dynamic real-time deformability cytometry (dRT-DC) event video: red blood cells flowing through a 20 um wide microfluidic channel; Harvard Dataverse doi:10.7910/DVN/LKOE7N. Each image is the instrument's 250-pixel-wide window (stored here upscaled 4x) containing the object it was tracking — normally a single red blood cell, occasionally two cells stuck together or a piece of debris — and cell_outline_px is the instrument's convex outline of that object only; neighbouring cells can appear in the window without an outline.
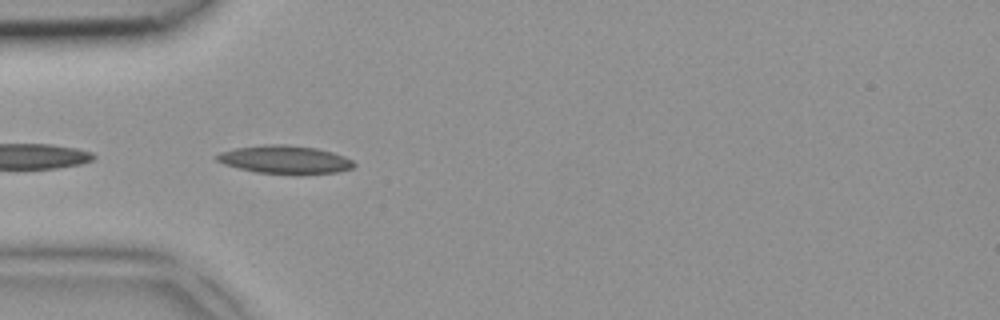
{"species": "common noctule bat (a hibernating species)", "species_latin": "Nyctalus noctula", "temperature_condition": "room temperature", "stored_images_in_passage": 4, "camera_frame_rate_fps": 3000, "um_per_image_px": 0.085, "animal": {"sex": "female", "body_mass_g": 18.4}, "frame": {"image": 1, "passage_image": 4, "time_ms": 1.0, "image_size_px": [1000, 320], "cell_outline_px": [[356, 164], [352, 168], [336, 172], [296, 176], [256, 172], [224, 164], [216, 160], [216, 156], [220, 152], [236, 148], [264, 144], [288, 144], [316, 148], [332, 152], [344, 156], [352, 160]], "centroid_in_image_um": [24.24, 13.58], "position_along_channel_um": 60.8, "area_um2": 22.89}}